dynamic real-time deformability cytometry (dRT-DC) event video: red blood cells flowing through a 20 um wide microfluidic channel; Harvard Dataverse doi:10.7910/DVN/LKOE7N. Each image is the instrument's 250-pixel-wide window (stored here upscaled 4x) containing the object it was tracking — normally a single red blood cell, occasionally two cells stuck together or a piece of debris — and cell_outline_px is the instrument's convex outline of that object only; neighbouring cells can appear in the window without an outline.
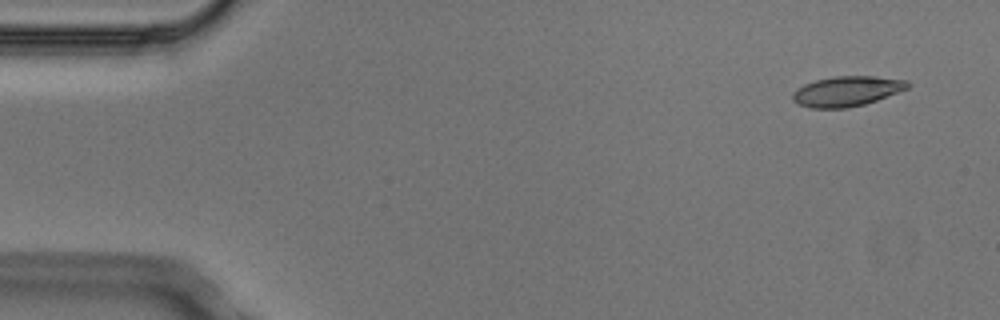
{"species": "Egyptian fruit bat (a non-hibernating species)", "species_latin": "Rousettus aegyptiacus", "temperature_condition": "cold", "stored_images_in_passage": 4, "camera_frame_rate_fps": 3000, "um_per_image_px": 0.085, "animal": {"sex": "male"}, "frame": {"image": 1, "passage_image": 1, "time_ms": 0.0, "image_size_px": [1000, 320], "cell_outline_px": [[912, 84], [908, 88], [876, 100], [864, 104], [848, 108], [808, 108], [792, 100], [792, 92], [796, 88], [804, 84], [816, 80], [832, 76], [876, 76], [908, 80]], "centroid_in_image_um": [71.97, 7.74], "position_along_channel_um": 13.0, "area_um2": 20.29}}